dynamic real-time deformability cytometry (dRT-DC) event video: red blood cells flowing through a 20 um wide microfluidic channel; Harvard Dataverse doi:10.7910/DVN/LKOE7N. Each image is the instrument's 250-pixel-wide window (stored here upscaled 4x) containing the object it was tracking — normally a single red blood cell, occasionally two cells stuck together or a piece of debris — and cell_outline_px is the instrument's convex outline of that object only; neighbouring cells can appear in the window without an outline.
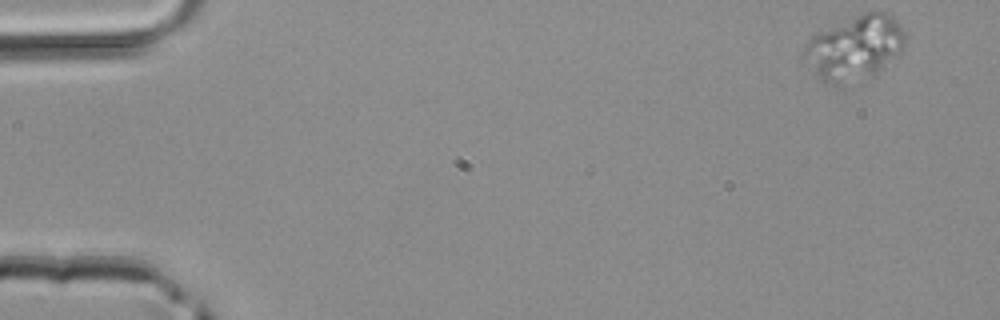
{"species": "common noctule bat (a hibernating species)", "species_latin": "Nyctalus noctula", "temperature_condition": "room temperature", "stored_images_in_passage": 4, "camera_frame_rate_fps": 3000, "um_per_image_px": 0.085, "animal": {"sex": "male", "body_mass_g": 20.4}, "frame": {"image": 1, "passage_image": 1, "time_ms": 0.0, "image_size_px": [1000, 320], "cell_outline_px": [[904, 44], [900, 52], [872, 80], [840, 88], [836, 88], [816, 76], [800, 64], [800, 56], [804, 44], [808, 40], [820, 32], [856, 16], [868, 12], [884, 12], [892, 16], [900, 24], [904, 32]], "centroid_in_image_um": [72.57, 4.2], "position_along_channel_um": 12.4, "area_um2": 39.25}}
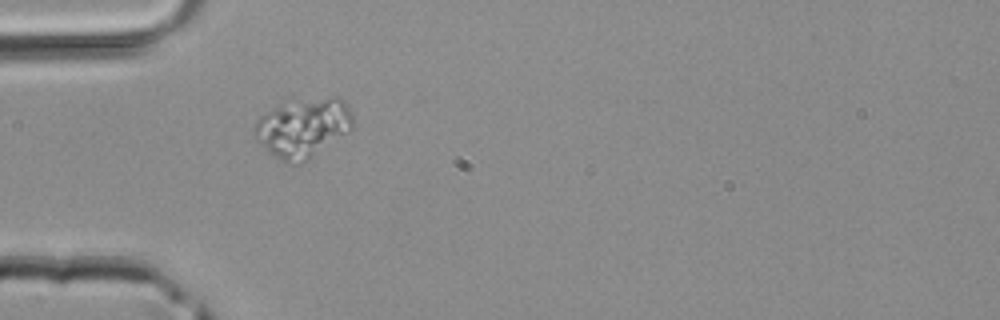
{"frame": {"image": 2, "passage_image": 4, "time_ms": 1.0, "image_size_px": [1000, 320], "cell_outline_px": [[352, 128], [348, 132], [308, 160], [292, 164], [288, 164], [280, 160], [268, 152], [252, 136], [252, 128], [256, 120], [260, 116], [276, 108], [336, 96], [340, 96], [344, 100], [352, 112]], "centroid_in_image_um": [25.75, 10.92], "position_along_channel_um": 59.3, "area_um2": 33.06}}